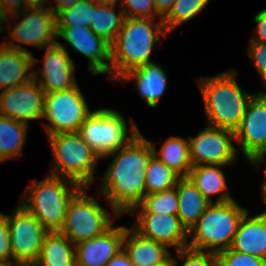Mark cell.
<instances>
[{
	"instance_id": "obj_1",
	"label": "cell",
	"mask_w": 266,
	"mask_h": 266,
	"mask_svg": "<svg viewBox=\"0 0 266 266\" xmlns=\"http://www.w3.org/2000/svg\"><path fill=\"white\" fill-rule=\"evenodd\" d=\"M102 178L98 193L112 208L115 219L128 214L145 196V173L149 159L154 155L151 141L139 131L125 146L102 158L113 157Z\"/></svg>"
},
{
	"instance_id": "obj_2",
	"label": "cell",
	"mask_w": 266,
	"mask_h": 266,
	"mask_svg": "<svg viewBox=\"0 0 266 266\" xmlns=\"http://www.w3.org/2000/svg\"><path fill=\"white\" fill-rule=\"evenodd\" d=\"M160 35L168 36L162 19L125 17L111 44L110 80L117 81L126 72L153 62L151 53L155 43H160Z\"/></svg>"
},
{
	"instance_id": "obj_3",
	"label": "cell",
	"mask_w": 266,
	"mask_h": 266,
	"mask_svg": "<svg viewBox=\"0 0 266 266\" xmlns=\"http://www.w3.org/2000/svg\"><path fill=\"white\" fill-rule=\"evenodd\" d=\"M196 81L202 93L207 123L235 132L254 94L246 93L239 87L236 72L232 69Z\"/></svg>"
},
{
	"instance_id": "obj_4",
	"label": "cell",
	"mask_w": 266,
	"mask_h": 266,
	"mask_svg": "<svg viewBox=\"0 0 266 266\" xmlns=\"http://www.w3.org/2000/svg\"><path fill=\"white\" fill-rule=\"evenodd\" d=\"M28 188L19 203L32 213L48 232H54L61 230L67 206L82 186L71 179L49 174L39 182L32 180Z\"/></svg>"
},
{
	"instance_id": "obj_5",
	"label": "cell",
	"mask_w": 266,
	"mask_h": 266,
	"mask_svg": "<svg viewBox=\"0 0 266 266\" xmlns=\"http://www.w3.org/2000/svg\"><path fill=\"white\" fill-rule=\"evenodd\" d=\"M248 210L234 199L226 202H211L206 211L188 232V247L217 254L229 249L241 218ZM210 249V250H209Z\"/></svg>"
},
{
	"instance_id": "obj_6",
	"label": "cell",
	"mask_w": 266,
	"mask_h": 266,
	"mask_svg": "<svg viewBox=\"0 0 266 266\" xmlns=\"http://www.w3.org/2000/svg\"><path fill=\"white\" fill-rule=\"evenodd\" d=\"M53 155L50 174L65 177L82 187L95 182V170L101 158L85 142L79 132L47 136Z\"/></svg>"
},
{
	"instance_id": "obj_7",
	"label": "cell",
	"mask_w": 266,
	"mask_h": 266,
	"mask_svg": "<svg viewBox=\"0 0 266 266\" xmlns=\"http://www.w3.org/2000/svg\"><path fill=\"white\" fill-rule=\"evenodd\" d=\"M128 130L124 116L109 107L94 110L84 120L79 133L92 150L102 158L125 146L139 132L135 122L131 124L130 135Z\"/></svg>"
},
{
	"instance_id": "obj_8",
	"label": "cell",
	"mask_w": 266,
	"mask_h": 266,
	"mask_svg": "<svg viewBox=\"0 0 266 266\" xmlns=\"http://www.w3.org/2000/svg\"><path fill=\"white\" fill-rule=\"evenodd\" d=\"M89 187H82L70 200L63 226V233L72 243L89 240L106 232L114 220L111 214L86 194Z\"/></svg>"
},
{
	"instance_id": "obj_9",
	"label": "cell",
	"mask_w": 266,
	"mask_h": 266,
	"mask_svg": "<svg viewBox=\"0 0 266 266\" xmlns=\"http://www.w3.org/2000/svg\"><path fill=\"white\" fill-rule=\"evenodd\" d=\"M78 86L68 90L45 93L43 123L47 136L79 132L84 120L92 113Z\"/></svg>"
},
{
	"instance_id": "obj_10",
	"label": "cell",
	"mask_w": 266,
	"mask_h": 266,
	"mask_svg": "<svg viewBox=\"0 0 266 266\" xmlns=\"http://www.w3.org/2000/svg\"><path fill=\"white\" fill-rule=\"evenodd\" d=\"M24 18L15 22L20 16ZM15 18V19H14ZM14 20V28L10 31L8 37L10 42H4L3 45L29 52L23 46L16 44L17 41L24 45L35 46L39 49L52 46L57 43L56 15L46 6H31L24 11L9 16V20Z\"/></svg>"
},
{
	"instance_id": "obj_11",
	"label": "cell",
	"mask_w": 266,
	"mask_h": 266,
	"mask_svg": "<svg viewBox=\"0 0 266 266\" xmlns=\"http://www.w3.org/2000/svg\"><path fill=\"white\" fill-rule=\"evenodd\" d=\"M12 247V261L20 266H34L48 231L21 204L7 215Z\"/></svg>"
},
{
	"instance_id": "obj_12",
	"label": "cell",
	"mask_w": 266,
	"mask_h": 266,
	"mask_svg": "<svg viewBox=\"0 0 266 266\" xmlns=\"http://www.w3.org/2000/svg\"><path fill=\"white\" fill-rule=\"evenodd\" d=\"M207 125L198 135L188 138L192 166L233 163L238 153L232 143L235 142V132Z\"/></svg>"
},
{
	"instance_id": "obj_13",
	"label": "cell",
	"mask_w": 266,
	"mask_h": 266,
	"mask_svg": "<svg viewBox=\"0 0 266 266\" xmlns=\"http://www.w3.org/2000/svg\"><path fill=\"white\" fill-rule=\"evenodd\" d=\"M235 142L241 144L247 161L259 169L266 155V96L253 95L249 100Z\"/></svg>"
},
{
	"instance_id": "obj_14",
	"label": "cell",
	"mask_w": 266,
	"mask_h": 266,
	"mask_svg": "<svg viewBox=\"0 0 266 266\" xmlns=\"http://www.w3.org/2000/svg\"><path fill=\"white\" fill-rule=\"evenodd\" d=\"M57 39L66 41L74 51L89 59L88 70L93 75L109 74L111 45L96 35L89 27H56Z\"/></svg>"
},
{
	"instance_id": "obj_15",
	"label": "cell",
	"mask_w": 266,
	"mask_h": 266,
	"mask_svg": "<svg viewBox=\"0 0 266 266\" xmlns=\"http://www.w3.org/2000/svg\"><path fill=\"white\" fill-rule=\"evenodd\" d=\"M44 98L45 92L35 79L26 84L2 90L0 115L29 125L30 120L43 119Z\"/></svg>"
},
{
	"instance_id": "obj_16",
	"label": "cell",
	"mask_w": 266,
	"mask_h": 266,
	"mask_svg": "<svg viewBox=\"0 0 266 266\" xmlns=\"http://www.w3.org/2000/svg\"><path fill=\"white\" fill-rule=\"evenodd\" d=\"M43 66L38 72L33 70V79L40 85L45 93L68 90L77 85L75 77V64L64 45L59 41L56 44L45 47ZM39 79V81H38Z\"/></svg>"
},
{
	"instance_id": "obj_17",
	"label": "cell",
	"mask_w": 266,
	"mask_h": 266,
	"mask_svg": "<svg viewBox=\"0 0 266 266\" xmlns=\"http://www.w3.org/2000/svg\"><path fill=\"white\" fill-rule=\"evenodd\" d=\"M132 227L141 236L174 247L175 251L188 245V231L178 216L156 213H136Z\"/></svg>"
},
{
	"instance_id": "obj_18",
	"label": "cell",
	"mask_w": 266,
	"mask_h": 266,
	"mask_svg": "<svg viewBox=\"0 0 266 266\" xmlns=\"http://www.w3.org/2000/svg\"><path fill=\"white\" fill-rule=\"evenodd\" d=\"M125 226L113 225L103 234L75 244L76 266H106L123 248Z\"/></svg>"
},
{
	"instance_id": "obj_19",
	"label": "cell",
	"mask_w": 266,
	"mask_h": 266,
	"mask_svg": "<svg viewBox=\"0 0 266 266\" xmlns=\"http://www.w3.org/2000/svg\"><path fill=\"white\" fill-rule=\"evenodd\" d=\"M31 53L0 45V90L10 89L33 79L31 68L37 63ZM30 72V73H29Z\"/></svg>"
},
{
	"instance_id": "obj_20",
	"label": "cell",
	"mask_w": 266,
	"mask_h": 266,
	"mask_svg": "<svg viewBox=\"0 0 266 266\" xmlns=\"http://www.w3.org/2000/svg\"><path fill=\"white\" fill-rule=\"evenodd\" d=\"M166 75L161 66L151 62L126 72L117 81L126 83L133 79L140 96L149 107L155 108L167 88Z\"/></svg>"
},
{
	"instance_id": "obj_21",
	"label": "cell",
	"mask_w": 266,
	"mask_h": 266,
	"mask_svg": "<svg viewBox=\"0 0 266 266\" xmlns=\"http://www.w3.org/2000/svg\"><path fill=\"white\" fill-rule=\"evenodd\" d=\"M123 248L134 266H157L172 256L165 244L145 238L133 228L125 227Z\"/></svg>"
},
{
	"instance_id": "obj_22",
	"label": "cell",
	"mask_w": 266,
	"mask_h": 266,
	"mask_svg": "<svg viewBox=\"0 0 266 266\" xmlns=\"http://www.w3.org/2000/svg\"><path fill=\"white\" fill-rule=\"evenodd\" d=\"M249 212L241 218L230 248L266 260V218Z\"/></svg>"
},
{
	"instance_id": "obj_23",
	"label": "cell",
	"mask_w": 266,
	"mask_h": 266,
	"mask_svg": "<svg viewBox=\"0 0 266 266\" xmlns=\"http://www.w3.org/2000/svg\"><path fill=\"white\" fill-rule=\"evenodd\" d=\"M176 189L179 201L177 216L189 232L206 211L210 202L188 177H181Z\"/></svg>"
},
{
	"instance_id": "obj_24",
	"label": "cell",
	"mask_w": 266,
	"mask_h": 266,
	"mask_svg": "<svg viewBox=\"0 0 266 266\" xmlns=\"http://www.w3.org/2000/svg\"><path fill=\"white\" fill-rule=\"evenodd\" d=\"M220 167L222 165H200L193 166L188 174V178L198 188V190L211 202H226L233 198L228 192L225 175ZM218 195L217 200H213L212 195Z\"/></svg>"
},
{
	"instance_id": "obj_25",
	"label": "cell",
	"mask_w": 266,
	"mask_h": 266,
	"mask_svg": "<svg viewBox=\"0 0 266 266\" xmlns=\"http://www.w3.org/2000/svg\"><path fill=\"white\" fill-rule=\"evenodd\" d=\"M34 266H76L75 244L59 231L48 232Z\"/></svg>"
},
{
	"instance_id": "obj_26",
	"label": "cell",
	"mask_w": 266,
	"mask_h": 266,
	"mask_svg": "<svg viewBox=\"0 0 266 266\" xmlns=\"http://www.w3.org/2000/svg\"><path fill=\"white\" fill-rule=\"evenodd\" d=\"M153 154L167 167L173 169L181 177H187L192 169L189 156L188 138L181 136H170L163 143L160 151L155 148V143L151 142Z\"/></svg>"
},
{
	"instance_id": "obj_27",
	"label": "cell",
	"mask_w": 266,
	"mask_h": 266,
	"mask_svg": "<svg viewBox=\"0 0 266 266\" xmlns=\"http://www.w3.org/2000/svg\"><path fill=\"white\" fill-rule=\"evenodd\" d=\"M28 126L0 115V162L22 155Z\"/></svg>"
},
{
	"instance_id": "obj_28",
	"label": "cell",
	"mask_w": 266,
	"mask_h": 266,
	"mask_svg": "<svg viewBox=\"0 0 266 266\" xmlns=\"http://www.w3.org/2000/svg\"><path fill=\"white\" fill-rule=\"evenodd\" d=\"M117 5H96L94 3V12L90 29L99 37L104 39L110 45L117 37L118 31L123 25L125 19L124 12L119 6L117 15L115 9Z\"/></svg>"
},
{
	"instance_id": "obj_29",
	"label": "cell",
	"mask_w": 266,
	"mask_h": 266,
	"mask_svg": "<svg viewBox=\"0 0 266 266\" xmlns=\"http://www.w3.org/2000/svg\"><path fill=\"white\" fill-rule=\"evenodd\" d=\"M180 178L179 174L153 155L146 167L145 195L172 189Z\"/></svg>"
},
{
	"instance_id": "obj_30",
	"label": "cell",
	"mask_w": 266,
	"mask_h": 266,
	"mask_svg": "<svg viewBox=\"0 0 266 266\" xmlns=\"http://www.w3.org/2000/svg\"><path fill=\"white\" fill-rule=\"evenodd\" d=\"M179 201L176 187L152 194H146L139 205L134 207L128 214L156 213L177 216Z\"/></svg>"
},
{
	"instance_id": "obj_31",
	"label": "cell",
	"mask_w": 266,
	"mask_h": 266,
	"mask_svg": "<svg viewBox=\"0 0 266 266\" xmlns=\"http://www.w3.org/2000/svg\"><path fill=\"white\" fill-rule=\"evenodd\" d=\"M209 2L210 0H175L172 9L162 19L166 32L169 34L177 26L194 18Z\"/></svg>"
},
{
	"instance_id": "obj_32",
	"label": "cell",
	"mask_w": 266,
	"mask_h": 266,
	"mask_svg": "<svg viewBox=\"0 0 266 266\" xmlns=\"http://www.w3.org/2000/svg\"><path fill=\"white\" fill-rule=\"evenodd\" d=\"M94 12L91 0H81L56 15V27H90Z\"/></svg>"
},
{
	"instance_id": "obj_33",
	"label": "cell",
	"mask_w": 266,
	"mask_h": 266,
	"mask_svg": "<svg viewBox=\"0 0 266 266\" xmlns=\"http://www.w3.org/2000/svg\"><path fill=\"white\" fill-rule=\"evenodd\" d=\"M216 260L217 266H266V260L231 248L218 252Z\"/></svg>"
},
{
	"instance_id": "obj_34",
	"label": "cell",
	"mask_w": 266,
	"mask_h": 266,
	"mask_svg": "<svg viewBox=\"0 0 266 266\" xmlns=\"http://www.w3.org/2000/svg\"><path fill=\"white\" fill-rule=\"evenodd\" d=\"M118 3L125 17L156 19L154 17L159 16L163 19L156 12L153 0H121Z\"/></svg>"
},
{
	"instance_id": "obj_35",
	"label": "cell",
	"mask_w": 266,
	"mask_h": 266,
	"mask_svg": "<svg viewBox=\"0 0 266 266\" xmlns=\"http://www.w3.org/2000/svg\"><path fill=\"white\" fill-rule=\"evenodd\" d=\"M177 257L184 260L182 266H217L216 254L190 247L176 250Z\"/></svg>"
},
{
	"instance_id": "obj_36",
	"label": "cell",
	"mask_w": 266,
	"mask_h": 266,
	"mask_svg": "<svg viewBox=\"0 0 266 266\" xmlns=\"http://www.w3.org/2000/svg\"><path fill=\"white\" fill-rule=\"evenodd\" d=\"M0 261H12V247L7 215L0 213Z\"/></svg>"
},
{
	"instance_id": "obj_37",
	"label": "cell",
	"mask_w": 266,
	"mask_h": 266,
	"mask_svg": "<svg viewBox=\"0 0 266 266\" xmlns=\"http://www.w3.org/2000/svg\"><path fill=\"white\" fill-rule=\"evenodd\" d=\"M248 45V55L261 76L266 72V43L250 41Z\"/></svg>"
},
{
	"instance_id": "obj_38",
	"label": "cell",
	"mask_w": 266,
	"mask_h": 266,
	"mask_svg": "<svg viewBox=\"0 0 266 266\" xmlns=\"http://www.w3.org/2000/svg\"><path fill=\"white\" fill-rule=\"evenodd\" d=\"M253 20L256 24V33L250 41L266 43V8L255 15Z\"/></svg>"
},
{
	"instance_id": "obj_39",
	"label": "cell",
	"mask_w": 266,
	"mask_h": 266,
	"mask_svg": "<svg viewBox=\"0 0 266 266\" xmlns=\"http://www.w3.org/2000/svg\"><path fill=\"white\" fill-rule=\"evenodd\" d=\"M1 2L9 16L31 7L27 0H1Z\"/></svg>"
},
{
	"instance_id": "obj_40",
	"label": "cell",
	"mask_w": 266,
	"mask_h": 266,
	"mask_svg": "<svg viewBox=\"0 0 266 266\" xmlns=\"http://www.w3.org/2000/svg\"><path fill=\"white\" fill-rule=\"evenodd\" d=\"M106 266H134L130 261L127 252L122 248L111 260L106 264Z\"/></svg>"
},
{
	"instance_id": "obj_41",
	"label": "cell",
	"mask_w": 266,
	"mask_h": 266,
	"mask_svg": "<svg viewBox=\"0 0 266 266\" xmlns=\"http://www.w3.org/2000/svg\"><path fill=\"white\" fill-rule=\"evenodd\" d=\"M156 12L164 18L172 9L175 0H153Z\"/></svg>"
},
{
	"instance_id": "obj_42",
	"label": "cell",
	"mask_w": 266,
	"mask_h": 266,
	"mask_svg": "<svg viewBox=\"0 0 266 266\" xmlns=\"http://www.w3.org/2000/svg\"><path fill=\"white\" fill-rule=\"evenodd\" d=\"M55 6L53 7H48L55 15H57L59 12L73 7L77 2L81 0H54Z\"/></svg>"
},
{
	"instance_id": "obj_43",
	"label": "cell",
	"mask_w": 266,
	"mask_h": 266,
	"mask_svg": "<svg viewBox=\"0 0 266 266\" xmlns=\"http://www.w3.org/2000/svg\"><path fill=\"white\" fill-rule=\"evenodd\" d=\"M9 22V14L6 12V10L4 9V6L2 5V2L0 0V32L2 33V31L4 30L5 31V28L4 26H2V24H6L10 25Z\"/></svg>"
},
{
	"instance_id": "obj_44",
	"label": "cell",
	"mask_w": 266,
	"mask_h": 266,
	"mask_svg": "<svg viewBox=\"0 0 266 266\" xmlns=\"http://www.w3.org/2000/svg\"><path fill=\"white\" fill-rule=\"evenodd\" d=\"M261 195H262V198H263V202L266 205V173H265V178H264V181H263V185L261 186ZM258 215L266 218V211H263L262 213H259Z\"/></svg>"
},
{
	"instance_id": "obj_45",
	"label": "cell",
	"mask_w": 266,
	"mask_h": 266,
	"mask_svg": "<svg viewBox=\"0 0 266 266\" xmlns=\"http://www.w3.org/2000/svg\"><path fill=\"white\" fill-rule=\"evenodd\" d=\"M96 5H117L119 0H91Z\"/></svg>"
},
{
	"instance_id": "obj_46",
	"label": "cell",
	"mask_w": 266,
	"mask_h": 266,
	"mask_svg": "<svg viewBox=\"0 0 266 266\" xmlns=\"http://www.w3.org/2000/svg\"><path fill=\"white\" fill-rule=\"evenodd\" d=\"M27 2L31 5V6H45L48 3L49 4V0H27Z\"/></svg>"
},
{
	"instance_id": "obj_47",
	"label": "cell",
	"mask_w": 266,
	"mask_h": 266,
	"mask_svg": "<svg viewBox=\"0 0 266 266\" xmlns=\"http://www.w3.org/2000/svg\"><path fill=\"white\" fill-rule=\"evenodd\" d=\"M176 264H177L176 258L171 256L168 260L157 266H176Z\"/></svg>"
},
{
	"instance_id": "obj_48",
	"label": "cell",
	"mask_w": 266,
	"mask_h": 266,
	"mask_svg": "<svg viewBox=\"0 0 266 266\" xmlns=\"http://www.w3.org/2000/svg\"><path fill=\"white\" fill-rule=\"evenodd\" d=\"M260 77H261V80H262L264 86L266 87V72H264ZM255 95L266 96V91H262V92L260 91Z\"/></svg>"
},
{
	"instance_id": "obj_49",
	"label": "cell",
	"mask_w": 266,
	"mask_h": 266,
	"mask_svg": "<svg viewBox=\"0 0 266 266\" xmlns=\"http://www.w3.org/2000/svg\"><path fill=\"white\" fill-rule=\"evenodd\" d=\"M20 266L18 263L14 261H0V266Z\"/></svg>"
}]
</instances>
